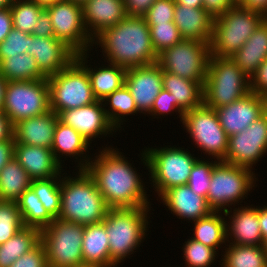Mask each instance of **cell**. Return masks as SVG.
Instances as JSON below:
<instances>
[{
  "label": "cell",
  "instance_id": "obj_1",
  "mask_svg": "<svg viewBox=\"0 0 267 267\" xmlns=\"http://www.w3.org/2000/svg\"><path fill=\"white\" fill-rule=\"evenodd\" d=\"M98 152L86 170L96 182L108 208L151 207L141 174L125 159L127 157L111 146Z\"/></svg>",
  "mask_w": 267,
  "mask_h": 267
},
{
  "label": "cell",
  "instance_id": "obj_2",
  "mask_svg": "<svg viewBox=\"0 0 267 267\" xmlns=\"http://www.w3.org/2000/svg\"><path fill=\"white\" fill-rule=\"evenodd\" d=\"M99 45L105 62L126 69L157 62L149 26L144 16H127L115 26L104 29L94 39Z\"/></svg>",
  "mask_w": 267,
  "mask_h": 267
},
{
  "label": "cell",
  "instance_id": "obj_3",
  "mask_svg": "<svg viewBox=\"0 0 267 267\" xmlns=\"http://www.w3.org/2000/svg\"><path fill=\"white\" fill-rule=\"evenodd\" d=\"M77 172L75 177L62 173L58 218L81 225L100 223L109 208L87 170L77 169Z\"/></svg>",
  "mask_w": 267,
  "mask_h": 267
},
{
  "label": "cell",
  "instance_id": "obj_4",
  "mask_svg": "<svg viewBox=\"0 0 267 267\" xmlns=\"http://www.w3.org/2000/svg\"><path fill=\"white\" fill-rule=\"evenodd\" d=\"M152 207L109 208L103 220L109 240L111 260L123 263L139 249L147 236L149 211ZM150 209V210H149ZM148 215V216H147ZM140 245V246H139Z\"/></svg>",
  "mask_w": 267,
  "mask_h": 267
},
{
  "label": "cell",
  "instance_id": "obj_5",
  "mask_svg": "<svg viewBox=\"0 0 267 267\" xmlns=\"http://www.w3.org/2000/svg\"><path fill=\"white\" fill-rule=\"evenodd\" d=\"M140 154L141 162L149 171V180L159 198L166 190L188 183L191 170L199 157L184 147L165 145L146 147ZM188 150V151H187Z\"/></svg>",
  "mask_w": 267,
  "mask_h": 267
},
{
  "label": "cell",
  "instance_id": "obj_6",
  "mask_svg": "<svg viewBox=\"0 0 267 267\" xmlns=\"http://www.w3.org/2000/svg\"><path fill=\"white\" fill-rule=\"evenodd\" d=\"M250 93L248 77L229 57L211 56L203 85V104L216 109Z\"/></svg>",
  "mask_w": 267,
  "mask_h": 267
},
{
  "label": "cell",
  "instance_id": "obj_7",
  "mask_svg": "<svg viewBox=\"0 0 267 267\" xmlns=\"http://www.w3.org/2000/svg\"><path fill=\"white\" fill-rule=\"evenodd\" d=\"M266 18L237 4L214 18L210 55L231 57Z\"/></svg>",
  "mask_w": 267,
  "mask_h": 267
},
{
  "label": "cell",
  "instance_id": "obj_8",
  "mask_svg": "<svg viewBox=\"0 0 267 267\" xmlns=\"http://www.w3.org/2000/svg\"><path fill=\"white\" fill-rule=\"evenodd\" d=\"M257 180L249 168L218 161L213 168L207 193L209 207L213 211L225 212L232 205L242 203L252 188L257 186Z\"/></svg>",
  "mask_w": 267,
  "mask_h": 267
},
{
  "label": "cell",
  "instance_id": "obj_9",
  "mask_svg": "<svg viewBox=\"0 0 267 267\" xmlns=\"http://www.w3.org/2000/svg\"><path fill=\"white\" fill-rule=\"evenodd\" d=\"M50 110L80 108L96 102L86 68L75 58L67 67L48 77Z\"/></svg>",
  "mask_w": 267,
  "mask_h": 267
},
{
  "label": "cell",
  "instance_id": "obj_10",
  "mask_svg": "<svg viewBox=\"0 0 267 267\" xmlns=\"http://www.w3.org/2000/svg\"><path fill=\"white\" fill-rule=\"evenodd\" d=\"M84 225L54 219L41 230L49 267H84L82 239Z\"/></svg>",
  "mask_w": 267,
  "mask_h": 267
},
{
  "label": "cell",
  "instance_id": "obj_11",
  "mask_svg": "<svg viewBox=\"0 0 267 267\" xmlns=\"http://www.w3.org/2000/svg\"><path fill=\"white\" fill-rule=\"evenodd\" d=\"M2 111L13 125L50 111L48 80L7 81Z\"/></svg>",
  "mask_w": 267,
  "mask_h": 267
},
{
  "label": "cell",
  "instance_id": "obj_12",
  "mask_svg": "<svg viewBox=\"0 0 267 267\" xmlns=\"http://www.w3.org/2000/svg\"><path fill=\"white\" fill-rule=\"evenodd\" d=\"M209 58V43L183 39L159 53L156 63L163 71L204 85Z\"/></svg>",
  "mask_w": 267,
  "mask_h": 267
},
{
  "label": "cell",
  "instance_id": "obj_13",
  "mask_svg": "<svg viewBox=\"0 0 267 267\" xmlns=\"http://www.w3.org/2000/svg\"><path fill=\"white\" fill-rule=\"evenodd\" d=\"M182 124L193 143L212 159L224 161L228 151L229 136L219 123L215 109L202 104L186 111Z\"/></svg>",
  "mask_w": 267,
  "mask_h": 267
},
{
  "label": "cell",
  "instance_id": "obj_14",
  "mask_svg": "<svg viewBox=\"0 0 267 267\" xmlns=\"http://www.w3.org/2000/svg\"><path fill=\"white\" fill-rule=\"evenodd\" d=\"M45 10L50 15L56 39L76 54L92 50L95 45L84 25L82 5L71 1L55 2Z\"/></svg>",
  "mask_w": 267,
  "mask_h": 267
},
{
  "label": "cell",
  "instance_id": "obj_15",
  "mask_svg": "<svg viewBox=\"0 0 267 267\" xmlns=\"http://www.w3.org/2000/svg\"><path fill=\"white\" fill-rule=\"evenodd\" d=\"M267 153V114L264 113L242 132L229 136L225 162L254 170Z\"/></svg>",
  "mask_w": 267,
  "mask_h": 267
},
{
  "label": "cell",
  "instance_id": "obj_16",
  "mask_svg": "<svg viewBox=\"0 0 267 267\" xmlns=\"http://www.w3.org/2000/svg\"><path fill=\"white\" fill-rule=\"evenodd\" d=\"M102 101H96L92 104L80 108L61 111L58 116L64 124L73 127L90 144L94 138H101L113 135L117 132L116 128L110 123Z\"/></svg>",
  "mask_w": 267,
  "mask_h": 267
},
{
  "label": "cell",
  "instance_id": "obj_17",
  "mask_svg": "<svg viewBox=\"0 0 267 267\" xmlns=\"http://www.w3.org/2000/svg\"><path fill=\"white\" fill-rule=\"evenodd\" d=\"M125 85L134 99L137 110L148 115L163 88L162 69L157 63L128 68Z\"/></svg>",
  "mask_w": 267,
  "mask_h": 267
},
{
  "label": "cell",
  "instance_id": "obj_18",
  "mask_svg": "<svg viewBox=\"0 0 267 267\" xmlns=\"http://www.w3.org/2000/svg\"><path fill=\"white\" fill-rule=\"evenodd\" d=\"M215 112L225 133L232 136L245 130L265 113V99L250 92L231 104L216 108Z\"/></svg>",
  "mask_w": 267,
  "mask_h": 267
},
{
  "label": "cell",
  "instance_id": "obj_19",
  "mask_svg": "<svg viewBox=\"0 0 267 267\" xmlns=\"http://www.w3.org/2000/svg\"><path fill=\"white\" fill-rule=\"evenodd\" d=\"M29 55L37 62L41 72L48 78L67 67L76 53L55 37L29 35Z\"/></svg>",
  "mask_w": 267,
  "mask_h": 267
},
{
  "label": "cell",
  "instance_id": "obj_20",
  "mask_svg": "<svg viewBox=\"0 0 267 267\" xmlns=\"http://www.w3.org/2000/svg\"><path fill=\"white\" fill-rule=\"evenodd\" d=\"M252 206L242 205L240 208H234L233 212L232 208L223 212L230 220L226 222L228 243L248 246L264 244L258 220V206Z\"/></svg>",
  "mask_w": 267,
  "mask_h": 267
},
{
  "label": "cell",
  "instance_id": "obj_21",
  "mask_svg": "<svg viewBox=\"0 0 267 267\" xmlns=\"http://www.w3.org/2000/svg\"><path fill=\"white\" fill-rule=\"evenodd\" d=\"M159 199L173 215L191 223L208 216L213 211L207 199L195 194L187 184L169 188Z\"/></svg>",
  "mask_w": 267,
  "mask_h": 267
},
{
  "label": "cell",
  "instance_id": "obj_22",
  "mask_svg": "<svg viewBox=\"0 0 267 267\" xmlns=\"http://www.w3.org/2000/svg\"><path fill=\"white\" fill-rule=\"evenodd\" d=\"M14 158L32 180L62 177L64 172L49 148L15 143Z\"/></svg>",
  "mask_w": 267,
  "mask_h": 267
},
{
  "label": "cell",
  "instance_id": "obj_23",
  "mask_svg": "<svg viewBox=\"0 0 267 267\" xmlns=\"http://www.w3.org/2000/svg\"><path fill=\"white\" fill-rule=\"evenodd\" d=\"M82 7L84 25L92 39L127 17L123 0H89Z\"/></svg>",
  "mask_w": 267,
  "mask_h": 267
},
{
  "label": "cell",
  "instance_id": "obj_24",
  "mask_svg": "<svg viewBox=\"0 0 267 267\" xmlns=\"http://www.w3.org/2000/svg\"><path fill=\"white\" fill-rule=\"evenodd\" d=\"M90 145L91 144L78 131L58 119L51 150L55 160L61 166L64 167V160H61V155H63L66 157L69 156L70 158L75 157L76 160L74 161L78 162L76 166L78 167L77 169H86L92 159V157L88 155V148L91 147ZM78 157H80V159Z\"/></svg>",
  "mask_w": 267,
  "mask_h": 267
},
{
  "label": "cell",
  "instance_id": "obj_25",
  "mask_svg": "<svg viewBox=\"0 0 267 267\" xmlns=\"http://www.w3.org/2000/svg\"><path fill=\"white\" fill-rule=\"evenodd\" d=\"M59 116L52 110L19 121L14 125L15 143L52 148Z\"/></svg>",
  "mask_w": 267,
  "mask_h": 267
},
{
  "label": "cell",
  "instance_id": "obj_26",
  "mask_svg": "<svg viewBox=\"0 0 267 267\" xmlns=\"http://www.w3.org/2000/svg\"><path fill=\"white\" fill-rule=\"evenodd\" d=\"M214 18L204 8L176 4L174 20L183 39L209 43L212 40Z\"/></svg>",
  "mask_w": 267,
  "mask_h": 267
},
{
  "label": "cell",
  "instance_id": "obj_27",
  "mask_svg": "<svg viewBox=\"0 0 267 267\" xmlns=\"http://www.w3.org/2000/svg\"><path fill=\"white\" fill-rule=\"evenodd\" d=\"M90 52L76 54V59L86 68L90 78L92 92L97 101L104 100L109 94L118 90L125 84L127 69L108 63L107 66L103 64L101 67L92 68L87 65V60ZM90 66V67H88Z\"/></svg>",
  "mask_w": 267,
  "mask_h": 267
},
{
  "label": "cell",
  "instance_id": "obj_28",
  "mask_svg": "<svg viewBox=\"0 0 267 267\" xmlns=\"http://www.w3.org/2000/svg\"><path fill=\"white\" fill-rule=\"evenodd\" d=\"M82 254L85 267H117L110 258L108 234L103 221L84 225Z\"/></svg>",
  "mask_w": 267,
  "mask_h": 267
},
{
  "label": "cell",
  "instance_id": "obj_29",
  "mask_svg": "<svg viewBox=\"0 0 267 267\" xmlns=\"http://www.w3.org/2000/svg\"><path fill=\"white\" fill-rule=\"evenodd\" d=\"M162 85L185 111L198 108L203 104L201 82L191 81L162 70Z\"/></svg>",
  "mask_w": 267,
  "mask_h": 267
},
{
  "label": "cell",
  "instance_id": "obj_30",
  "mask_svg": "<svg viewBox=\"0 0 267 267\" xmlns=\"http://www.w3.org/2000/svg\"><path fill=\"white\" fill-rule=\"evenodd\" d=\"M221 213V214H220ZM226 217L221 211H212L208 216L194 221L192 239L217 250L227 243Z\"/></svg>",
  "mask_w": 267,
  "mask_h": 267
},
{
  "label": "cell",
  "instance_id": "obj_31",
  "mask_svg": "<svg viewBox=\"0 0 267 267\" xmlns=\"http://www.w3.org/2000/svg\"><path fill=\"white\" fill-rule=\"evenodd\" d=\"M40 242L41 230L23 227L0 245V267H10L15 260L35 248Z\"/></svg>",
  "mask_w": 267,
  "mask_h": 267
},
{
  "label": "cell",
  "instance_id": "obj_32",
  "mask_svg": "<svg viewBox=\"0 0 267 267\" xmlns=\"http://www.w3.org/2000/svg\"><path fill=\"white\" fill-rule=\"evenodd\" d=\"M32 179L13 157L0 171V201L16 202L30 188Z\"/></svg>",
  "mask_w": 267,
  "mask_h": 267
},
{
  "label": "cell",
  "instance_id": "obj_33",
  "mask_svg": "<svg viewBox=\"0 0 267 267\" xmlns=\"http://www.w3.org/2000/svg\"><path fill=\"white\" fill-rule=\"evenodd\" d=\"M0 73L7 81L47 79L36 60L28 53L10 56L0 61Z\"/></svg>",
  "mask_w": 267,
  "mask_h": 267
},
{
  "label": "cell",
  "instance_id": "obj_34",
  "mask_svg": "<svg viewBox=\"0 0 267 267\" xmlns=\"http://www.w3.org/2000/svg\"><path fill=\"white\" fill-rule=\"evenodd\" d=\"M221 254V267H267V255L263 245L248 246L229 243Z\"/></svg>",
  "mask_w": 267,
  "mask_h": 267
},
{
  "label": "cell",
  "instance_id": "obj_35",
  "mask_svg": "<svg viewBox=\"0 0 267 267\" xmlns=\"http://www.w3.org/2000/svg\"><path fill=\"white\" fill-rule=\"evenodd\" d=\"M16 203L24 227H34L42 230L54 220L31 188L25 190Z\"/></svg>",
  "mask_w": 267,
  "mask_h": 267
},
{
  "label": "cell",
  "instance_id": "obj_36",
  "mask_svg": "<svg viewBox=\"0 0 267 267\" xmlns=\"http://www.w3.org/2000/svg\"><path fill=\"white\" fill-rule=\"evenodd\" d=\"M102 103L110 123L116 128V130L119 131L122 128L121 125L124 124L123 122H126L125 116L140 113L137 110L134 99L125 84L112 94H109L104 100H102Z\"/></svg>",
  "mask_w": 267,
  "mask_h": 267
},
{
  "label": "cell",
  "instance_id": "obj_37",
  "mask_svg": "<svg viewBox=\"0 0 267 267\" xmlns=\"http://www.w3.org/2000/svg\"><path fill=\"white\" fill-rule=\"evenodd\" d=\"M61 177L34 179L30 188L43 203V207L54 218H58L61 209Z\"/></svg>",
  "mask_w": 267,
  "mask_h": 267
},
{
  "label": "cell",
  "instance_id": "obj_38",
  "mask_svg": "<svg viewBox=\"0 0 267 267\" xmlns=\"http://www.w3.org/2000/svg\"><path fill=\"white\" fill-rule=\"evenodd\" d=\"M13 28L32 34L45 8L31 0L15 1L10 6Z\"/></svg>",
  "mask_w": 267,
  "mask_h": 267
},
{
  "label": "cell",
  "instance_id": "obj_39",
  "mask_svg": "<svg viewBox=\"0 0 267 267\" xmlns=\"http://www.w3.org/2000/svg\"><path fill=\"white\" fill-rule=\"evenodd\" d=\"M183 244L182 251L186 267H209L218 257L214 248L206 246L191 237Z\"/></svg>",
  "mask_w": 267,
  "mask_h": 267
},
{
  "label": "cell",
  "instance_id": "obj_40",
  "mask_svg": "<svg viewBox=\"0 0 267 267\" xmlns=\"http://www.w3.org/2000/svg\"><path fill=\"white\" fill-rule=\"evenodd\" d=\"M24 227L16 202L0 201V245Z\"/></svg>",
  "mask_w": 267,
  "mask_h": 267
},
{
  "label": "cell",
  "instance_id": "obj_41",
  "mask_svg": "<svg viewBox=\"0 0 267 267\" xmlns=\"http://www.w3.org/2000/svg\"><path fill=\"white\" fill-rule=\"evenodd\" d=\"M151 42L158 55L163 50L174 46L183 40L179 29L174 22L148 24Z\"/></svg>",
  "mask_w": 267,
  "mask_h": 267
},
{
  "label": "cell",
  "instance_id": "obj_42",
  "mask_svg": "<svg viewBox=\"0 0 267 267\" xmlns=\"http://www.w3.org/2000/svg\"><path fill=\"white\" fill-rule=\"evenodd\" d=\"M200 159L195 162L191 170L187 185L195 194L207 199V193L209 191L211 182V174L215 164L218 161L215 159L214 161H208L210 160L209 158L207 160H205V158L203 160L202 158Z\"/></svg>",
  "mask_w": 267,
  "mask_h": 267
},
{
  "label": "cell",
  "instance_id": "obj_43",
  "mask_svg": "<svg viewBox=\"0 0 267 267\" xmlns=\"http://www.w3.org/2000/svg\"><path fill=\"white\" fill-rule=\"evenodd\" d=\"M248 77L267 59V49L240 48L229 57Z\"/></svg>",
  "mask_w": 267,
  "mask_h": 267
},
{
  "label": "cell",
  "instance_id": "obj_44",
  "mask_svg": "<svg viewBox=\"0 0 267 267\" xmlns=\"http://www.w3.org/2000/svg\"><path fill=\"white\" fill-rule=\"evenodd\" d=\"M29 33L12 29L4 41L0 43V61L29 52Z\"/></svg>",
  "mask_w": 267,
  "mask_h": 267
},
{
  "label": "cell",
  "instance_id": "obj_45",
  "mask_svg": "<svg viewBox=\"0 0 267 267\" xmlns=\"http://www.w3.org/2000/svg\"><path fill=\"white\" fill-rule=\"evenodd\" d=\"M174 112H176L177 115L179 114L178 116L182 123L183 114L186 111L177 103L176 99H173L172 94L168 90L162 88L148 114L155 116L152 118H156V116L159 118L158 116L162 115L163 117L166 114H174Z\"/></svg>",
  "mask_w": 267,
  "mask_h": 267
},
{
  "label": "cell",
  "instance_id": "obj_46",
  "mask_svg": "<svg viewBox=\"0 0 267 267\" xmlns=\"http://www.w3.org/2000/svg\"><path fill=\"white\" fill-rule=\"evenodd\" d=\"M175 5V0H156L144 15L147 24L173 22Z\"/></svg>",
  "mask_w": 267,
  "mask_h": 267
},
{
  "label": "cell",
  "instance_id": "obj_47",
  "mask_svg": "<svg viewBox=\"0 0 267 267\" xmlns=\"http://www.w3.org/2000/svg\"><path fill=\"white\" fill-rule=\"evenodd\" d=\"M10 267H49L45 246L40 242L35 248L15 260Z\"/></svg>",
  "mask_w": 267,
  "mask_h": 267
},
{
  "label": "cell",
  "instance_id": "obj_48",
  "mask_svg": "<svg viewBox=\"0 0 267 267\" xmlns=\"http://www.w3.org/2000/svg\"><path fill=\"white\" fill-rule=\"evenodd\" d=\"M250 92L262 97L267 96V59L259 65L256 72L250 77Z\"/></svg>",
  "mask_w": 267,
  "mask_h": 267
},
{
  "label": "cell",
  "instance_id": "obj_49",
  "mask_svg": "<svg viewBox=\"0 0 267 267\" xmlns=\"http://www.w3.org/2000/svg\"><path fill=\"white\" fill-rule=\"evenodd\" d=\"M241 48L267 49V18L259 24Z\"/></svg>",
  "mask_w": 267,
  "mask_h": 267
},
{
  "label": "cell",
  "instance_id": "obj_50",
  "mask_svg": "<svg viewBox=\"0 0 267 267\" xmlns=\"http://www.w3.org/2000/svg\"><path fill=\"white\" fill-rule=\"evenodd\" d=\"M236 5V0H203V8L213 17H219Z\"/></svg>",
  "mask_w": 267,
  "mask_h": 267
},
{
  "label": "cell",
  "instance_id": "obj_51",
  "mask_svg": "<svg viewBox=\"0 0 267 267\" xmlns=\"http://www.w3.org/2000/svg\"><path fill=\"white\" fill-rule=\"evenodd\" d=\"M156 0H123L127 16H144Z\"/></svg>",
  "mask_w": 267,
  "mask_h": 267
},
{
  "label": "cell",
  "instance_id": "obj_52",
  "mask_svg": "<svg viewBox=\"0 0 267 267\" xmlns=\"http://www.w3.org/2000/svg\"><path fill=\"white\" fill-rule=\"evenodd\" d=\"M32 35L37 37H54L51 18L46 10L41 14L37 25L33 29Z\"/></svg>",
  "mask_w": 267,
  "mask_h": 267
},
{
  "label": "cell",
  "instance_id": "obj_53",
  "mask_svg": "<svg viewBox=\"0 0 267 267\" xmlns=\"http://www.w3.org/2000/svg\"><path fill=\"white\" fill-rule=\"evenodd\" d=\"M236 4L243 9L260 13L267 18V0H236Z\"/></svg>",
  "mask_w": 267,
  "mask_h": 267
},
{
  "label": "cell",
  "instance_id": "obj_54",
  "mask_svg": "<svg viewBox=\"0 0 267 267\" xmlns=\"http://www.w3.org/2000/svg\"><path fill=\"white\" fill-rule=\"evenodd\" d=\"M12 29L13 22L10 8L0 9V43L5 40Z\"/></svg>",
  "mask_w": 267,
  "mask_h": 267
},
{
  "label": "cell",
  "instance_id": "obj_55",
  "mask_svg": "<svg viewBox=\"0 0 267 267\" xmlns=\"http://www.w3.org/2000/svg\"><path fill=\"white\" fill-rule=\"evenodd\" d=\"M15 140L14 125L8 116L0 110V141Z\"/></svg>",
  "mask_w": 267,
  "mask_h": 267
},
{
  "label": "cell",
  "instance_id": "obj_56",
  "mask_svg": "<svg viewBox=\"0 0 267 267\" xmlns=\"http://www.w3.org/2000/svg\"><path fill=\"white\" fill-rule=\"evenodd\" d=\"M15 140L0 141V171L14 157Z\"/></svg>",
  "mask_w": 267,
  "mask_h": 267
},
{
  "label": "cell",
  "instance_id": "obj_57",
  "mask_svg": "<svg viewBox=\"0 0 267 267\" xmlns=\"http://www.w3.org/2000/svg\"><path fill=\"white\" fill-rule=\"evenodd\" d=\"M258 220L263 240L267 238V206L258 207Z\"/></svg>",
  "mask_w": 267,
  "mask_h": 267
},
{
  "label": "cell",
  "instance_id": "obj_58",
  "mask_svg": "<svg viewBox=\"0 0 267 267\" xmlns=\"http://www.w3.org/2000/svg\"><path fill=\"white\" fill-rule=\"evenodd\" d=\"M175 3L191 8H203V0H175Z\"/></svg>",
  "mask_w": 267,
  "mask_h": 267
},
{
  "label": "cell",
  "instance_id": "obj_59",
  "mask_svg": "<svg viewBox=\"0 0 267 267\" xmlns=\"http://www.w3.org/2000/svg\"><path fill=\"white\" fill-rule=\"evenodd\" d=\"M6 84H7V80L0 73V110H2V107L4 104Z\"/></svg>",
  "mask_w": 267,
  "mask_h": 267
},
{
  "label": "cell",
  "instance_id": "obj_60",
  "mask_svg": "<svg viewBox=\"0 0 267 267\" xmlns=\"http://www.w3.org/2000/svg\"><path fill=\"white\" fill-rule=\"evenodd\" d=\"M31 1H33L34 3H36L39 6H42L43 8H46L55 2H64L67 0H31Z\"/></svg>",
  "mask_w": 267,
  "mask_h": 267
},
{
  "label": "cell",
  "instance_id": "obj_61",
  "mask_svg": "<svg viewBox=\"0 0 267 267\" xmlns=\"http://www.w3.org/2000/svg\"><path fill=\"white\" fill-rule=\"evenodd\" d=\"M11 5V0H0V9L10 8Z\"/></svg>",
  "mask_w": 267,
  "mask_h": 267
},
{
  "label": "cell",
  "instance_id": "obj_62",
  "mask_svg": "<svg viewBox=\"0 0 267 267\" xmlns=\"http://www.w3.org/2000/svg\"><path fill=\"white\" fill-rule=\"evenodd\" d=\"M67 1H71L73 3H77L83 6L89 0H67Z\"/></svg>",
  "mask_w": 267,
  "mask_h": 267
},
{
  "label": "cell",
  "instance_id": "obj_63",
  "mask_svg": "<svg viewBox=\"0 0 267 267\" xmlns=\"http://www.w3.org/2000/svg\"><path fill=\"white\" fill-rule=\"evenodd\" d=\"M263 247H264V250H265L266 255H267V238L264 240Z\"/></svg>",
  "mask_w": 267,
  "mask_h": 267
},
{
  "label": "cell",
  "instance_id": "obj_64",
  "mask_svg": "<svg viewBox=\"0 0 267 267\" xmlns=\"http://www.w3.org/2000/svg\"><path fill=\"white\" fill-rule=\"evenodd\" d=\"M264 99H265V113L267 114V96H265Z\"/></svg>",
  "mask_w": 267,
  "mask_h": 267
}]
</instances>
